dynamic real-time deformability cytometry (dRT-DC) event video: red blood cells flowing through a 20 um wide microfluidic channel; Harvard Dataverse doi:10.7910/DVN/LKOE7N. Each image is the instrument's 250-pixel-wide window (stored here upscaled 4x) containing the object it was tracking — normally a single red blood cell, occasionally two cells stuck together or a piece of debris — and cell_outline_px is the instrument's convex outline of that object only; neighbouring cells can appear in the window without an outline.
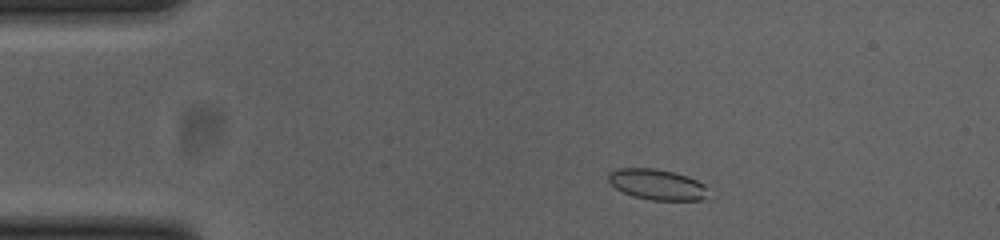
{"species": "common noctule bat (a hibernating species)", "species_latin": "Nyctalus noctula", "temperature_condition": "cold", "stored_images_in_passage": 48, "camera_frame_rate_fps": 3000, "um_per_image_px": 0.085, "animal": {"sex": "female", "body_mass_g": 23.0, "forearm_length_mm": 53.4}, "frame": {"image": 1, "passage_image": 5, "time_ms": 1.333, "image_size_px": [1000, 240], "cell_outline_px": [[704, 196], [700, 200], [652, 200], [632, 196], [616, 188], [608, 180], [608, 172], [616, 168], [656, 168], [688, 176], [704, 184]], "centroid_in_image_um": [55.77, 15.66], "position_along_channel_um": 29.2, "area_um2": 17.57}}
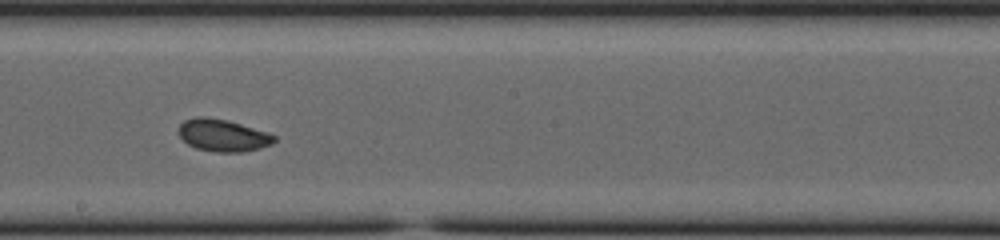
{"frame": {"image": 2, "passage_image": 25, "time_ms": 8.0, "image_size_px": [1000, 240], "cell_outline_px": [[276, 140], [272, 144], [260, 148], [240, 152], [216, 152], [196, 148], [188, 144], [180, 136], [180, 124], [184, 120], [196, 116], [204, 116], [228, 120], [276, 136]], "centroid_in_image_um": [18.93, 11.5], "position_along_channel_um": 229.3, "area_um2": 17.69}}
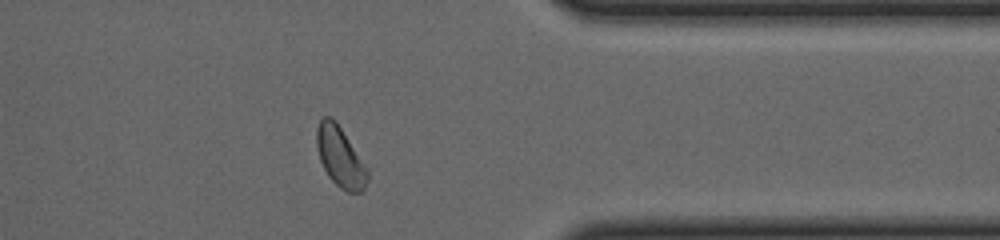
{"frame": {"image": 3, "passage_image": 38, "time_ms": 12.333, "image_size_px": [1000, 240], "cell_outline_px": [[368, 180], [364, 188], [360, 192], [348, 192], [340, 188], [328, 176], [320, 160], [316, 148], [316, 128], [320, 120], [324, 116], [332, 116], [336, 120], [368, 168]], "centroid_in_image_um": [28.91, 13.31], "position_along_channel_um": 382.5, "area_um2": 17.98}, "authors_computed_cell_mechanics": {"area_um2": 17.8602, "velocity_mm_per_s": 3.8324, "shape_relaxation_time_tau1_ms": 2.8336, "shape_relaxation_time_tau2_ms": 3.3451, "deformation_change_tau1": 0.0729, "deformation_change_tau2": 0.073}}